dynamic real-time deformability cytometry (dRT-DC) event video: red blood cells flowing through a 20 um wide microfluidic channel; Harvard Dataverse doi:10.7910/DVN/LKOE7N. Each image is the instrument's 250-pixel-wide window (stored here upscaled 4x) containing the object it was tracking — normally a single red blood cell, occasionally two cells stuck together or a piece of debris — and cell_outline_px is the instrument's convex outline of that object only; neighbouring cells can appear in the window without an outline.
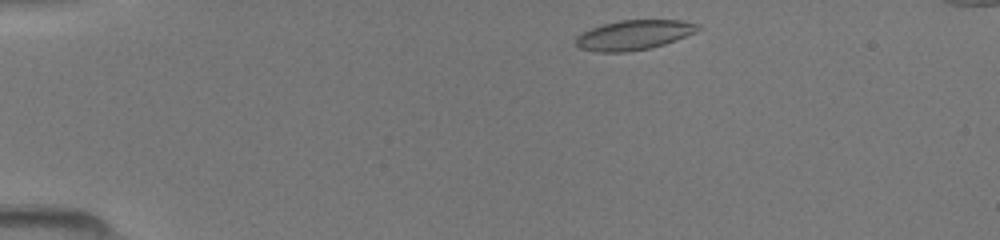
{"species": "common noctule bat (a hibernating species)", "species_latin": "Nyctalus noctula", "temperature_condition": "room temperature", "stored_images_in_passage": 40, "camera_frame_rate_fps": 3000, "um_per_image_px": 0.085, "animal": {"sex": "female", "body_mass_g": 19.5, "forearm_length_mm": 54.1}, "frame": {"image": 1, "passage_image": 1, "time_ms": 0.0, "image_size_px": [1000, 240], "cell_outline_px": [[704, 28], [696, 32], [676, 40], [664, 44], [648, 48], [628, 52], [596, 52], [580, 48], [576, 44], [576, 36], [592, 28], [604, 24], [620, 20], [684, 20], [700, 24]], "centroid_in_image_um": [53.94, 2.97], "position_along_channel_um": 31.1, "area_um2": 21.21}}
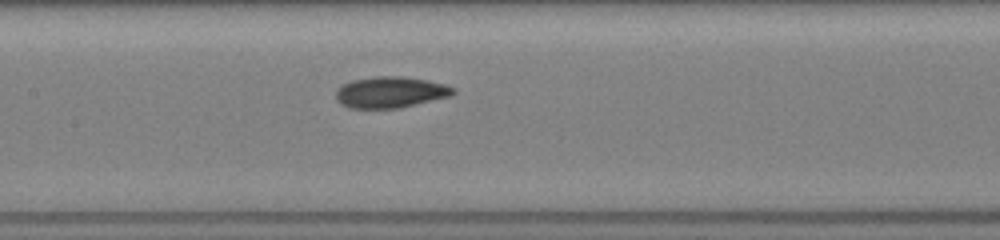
{"frame": {"image": 2, "passage_image": 16, "time_ms": 5.0, "image_size_px": [1000, 240], "cell_outline_px": [[456, 92], [452, 96], [400, 108], [348, 108], [340, 104], [336, 100], [336, 92], [344, 84], [352, 80], [372, 76], [404, 76], [428, 80], [444, 84], [456, 88]], "centroid_in_image_um": [33.22, 7.84], "position_along_channel_um": 174.2, "area_um2": 21.56}}
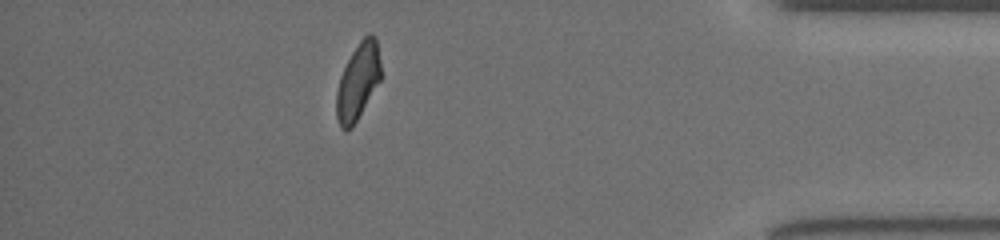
{"frame": {"image": 3, "passage_image": 35, "time_ms": 11.333, "image_size_px": [1000, 240], "cell_outline_px": [[380, 80], [352, 128], [340, 128], [336, 116], [336, 92], [340, 76], [352, 52], [360, 40], [368, 32], [372, 32], [376, 40], [380, 60]], "centroid_in_image_um": [30.41, 6.91], "position_along_channel_um": 404.8, "area_um2": 19.54}}